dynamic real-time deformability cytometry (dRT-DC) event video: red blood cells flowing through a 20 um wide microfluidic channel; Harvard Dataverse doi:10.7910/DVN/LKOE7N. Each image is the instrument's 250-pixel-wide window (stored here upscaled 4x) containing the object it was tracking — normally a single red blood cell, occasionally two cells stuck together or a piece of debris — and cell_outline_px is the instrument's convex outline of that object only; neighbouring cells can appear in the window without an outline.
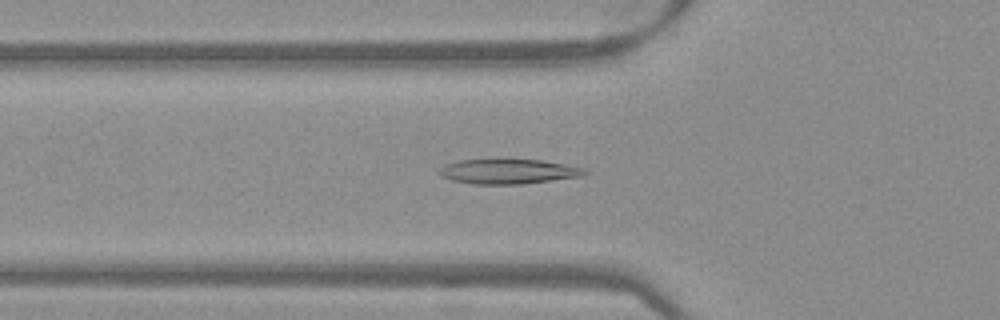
{"species": "Egyptian fruit bat (a non-hibernating species)", "species_latin": "Rousettus aegyptiacus", "temperature_condition": "warm", "stored_images_in_passage": 50, "camera_frame_rate_fps": 3000, "um_per_image_px": 0.085, "frame": {"image": 1, "passage_image": 17, "time_ms": 5.333, "image_size_px": [1000, 320], "cell_outline_px": [[588, 172], [584, 176], [524, 184], [472, 184], [452, 180], [440, 176], [436, 172], [444, 164], [456, 160], [540, 160], [564, 164], [584, 168]], "centroid_in_image_um": [43.17, 14.58], "position_along_channel_um": 82.6, "area_um2": 21.1}}
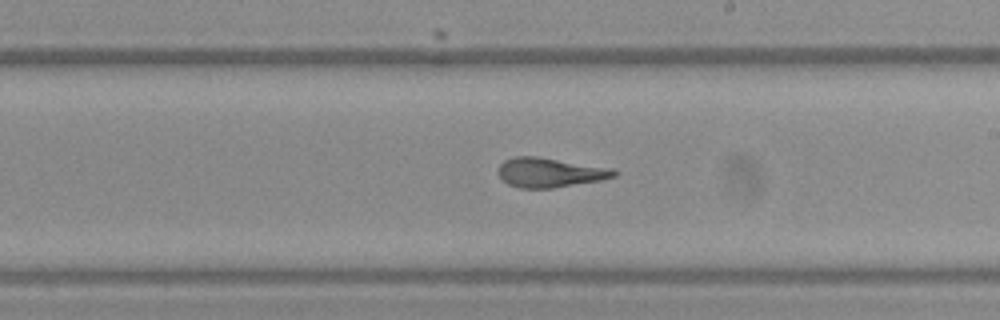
{"frame": {"image": 2, "passage_image": 29, "time_ms": 9.333, "image_size_px": [1000, 320], "cell_outline_px": [[620, 172], [616, 176], [600, 180], [552, 188], [520, 188], [508, 184], [496, 172], [496, 168], [504, 160], [512, 156], [536, 156], [612, 168]], "centroid_in_image_um": [46.71, 14.65], "position_along_channel_um": 242.3, "area_um2": 20.0}}
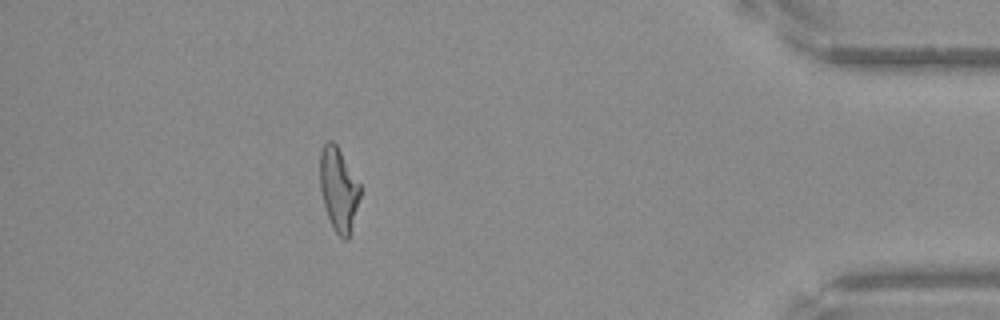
{"frame": {"image": 3, "passage_image": 45, "time_ms": 14.667, "image_size_px": [1000, 320], "cell_outline_px": [[360, 196], [348, 240], [344, 240], [336, 232], [328, 216], [324, 204], [320, 188], [320, 152], [324, 144], [328, 140], [332, 140], [336, 144], [360, 184]], "centroid_in_image_um": [28.77, 16.06], "position_along_channel_um": 406.4, "area_um2": 19.19}}